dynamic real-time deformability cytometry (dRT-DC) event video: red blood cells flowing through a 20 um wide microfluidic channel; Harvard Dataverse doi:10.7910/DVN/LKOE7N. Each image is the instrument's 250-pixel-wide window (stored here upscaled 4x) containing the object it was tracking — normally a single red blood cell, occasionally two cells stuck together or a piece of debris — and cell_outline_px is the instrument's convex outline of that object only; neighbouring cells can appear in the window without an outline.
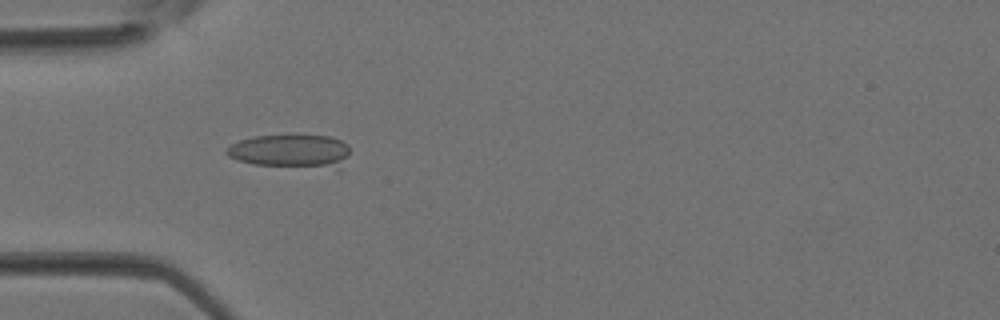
{"species": "Egyptian fruit bat (a non-hibernating species)", "species_latin": "Rousettus aegyptiacus", "temperature_condition": "room temperature", "stored_images_in_passage": 3, "camera_frame_rate_fps": 3000, "um_per_image_px": 0.085, "animal": {"sex": "female"}, "frame": {"image": 1, "passage_image": 3, "time_ms": 0.667, "image_size_px": [1000, 320], "cell_outline_px": [[348, 156], [340, 172], [336, 172], [252, 164], [228, 156], [224, 152], [232, 144], [240, 140], [256, 136], [332, 136], [348, 144]], "centroid_in_image_um": [24.85, 12.93], "position_along_channel_um": 60.2, "area_um2": 25.03}}